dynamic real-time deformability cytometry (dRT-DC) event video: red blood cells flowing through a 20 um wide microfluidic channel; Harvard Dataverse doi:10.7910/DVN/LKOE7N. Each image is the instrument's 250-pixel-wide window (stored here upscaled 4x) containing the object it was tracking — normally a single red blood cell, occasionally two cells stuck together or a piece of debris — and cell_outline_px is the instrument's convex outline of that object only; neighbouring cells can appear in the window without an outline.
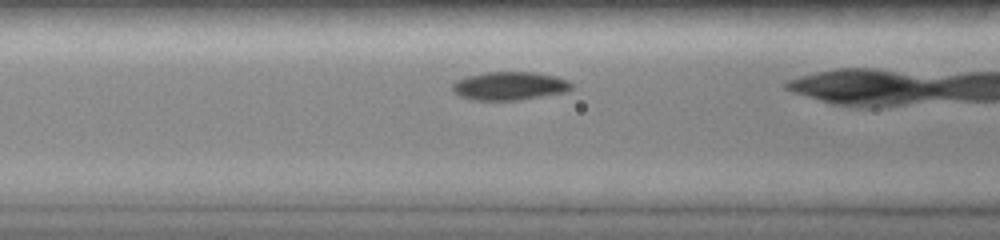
{"species": "common noctule bat (a hibernating species)", "species_latin": "Nyctalus noctula", "temperature_condition": "room temperature", "stored_images_in_passage": 8, "camera_frame_rate_fps": 3000, "um_per_image_px": 0.085, "animal": {"sex": "female", "body_mass_g": 19.0, "forearm_length_mm": 51.5}, "frame": {"image": 1, "passage_image": 6, "time_ms": 1.667, "image_size_px": [1000, 240], "cell_outline_px": [[572, 88], [568, 92], [516, 100], [472, 100], [460, 96], [452, 92], [452, 84], [456, 80], [468, 76], [484, 72], [532, 72], [556, 76], [568, 80], [572, 84]], "centroid_in_image_um": [43.3, 7.3], "position_along_channel_um": 123.3, "area_um2": 19.77}}